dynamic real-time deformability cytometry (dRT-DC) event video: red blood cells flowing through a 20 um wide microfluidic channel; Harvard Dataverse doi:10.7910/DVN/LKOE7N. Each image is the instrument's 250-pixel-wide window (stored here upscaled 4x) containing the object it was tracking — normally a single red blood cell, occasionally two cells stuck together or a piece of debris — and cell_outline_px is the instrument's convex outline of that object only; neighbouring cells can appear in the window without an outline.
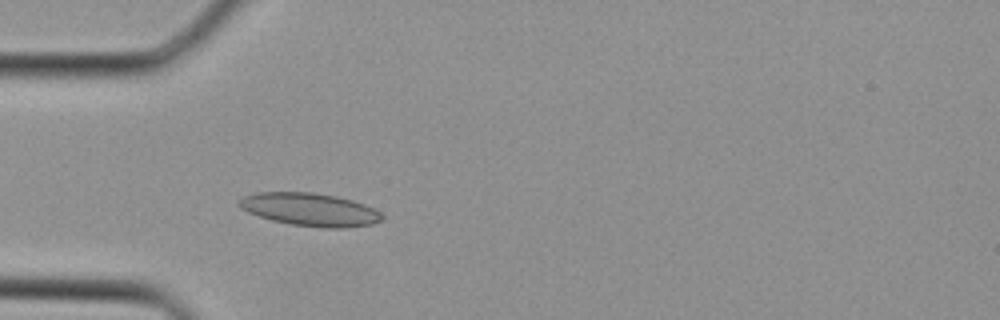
{"species": "Egyptian fruit bat (a non-hibernating species)", "species_latin": "Rousettus aegyptiacus", "temperature_condition": "cold", "stored_images_in_passage": 34, "camera_frame_rate_fps": 3000, "um_per_image_px": 0.085, "animal": {"sex": "female"}, "frame": {"image": 1, "passage_image": 10, "time_ms": 3.0, "image_size_px": [1000, 320], "cell_outline_px": [[384, 220], [372, 224], [344, 228], [324, 228], [292, 224], [272, 220], [248, 212], [240, 208], [236, 204], [236, 200], [244, 196], [256, 192], [312, 192], [336, 196], [352, 200], [364, 204], [380, 212], [384, 216]], "centroid_in_image_um": [26.33, 17.8], "position_along_channel_um": 58.7, "area_um2": 27.57}}
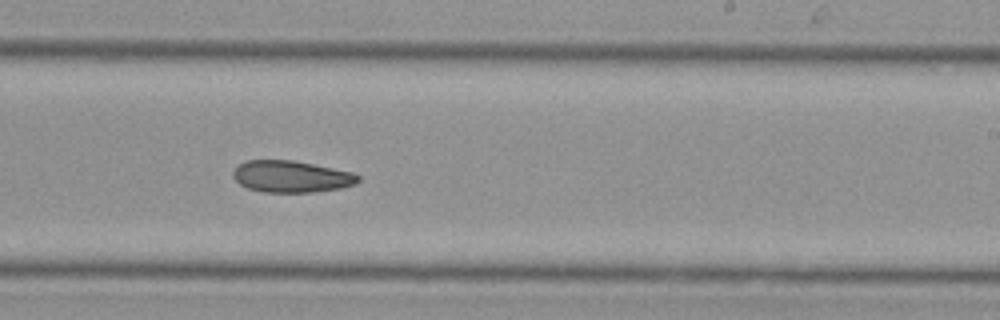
{"frame": {"image": 2, "passage_image": 21, "time_ms": 6.667, "image_size_px": [1000, 320], "cell_outline_px": [[360, 180], [356, 184], [340, 188], [312, 192], [264, 192], [248, 188], [240, 184], [232, 176], [232, 172], [244, 160], [292, 160], [352, 172], [360, 176]], "centroid_in_image_um": [24.75, 15.0], "position_along_channel_um": 264.2, "area_um2": 23.0}}
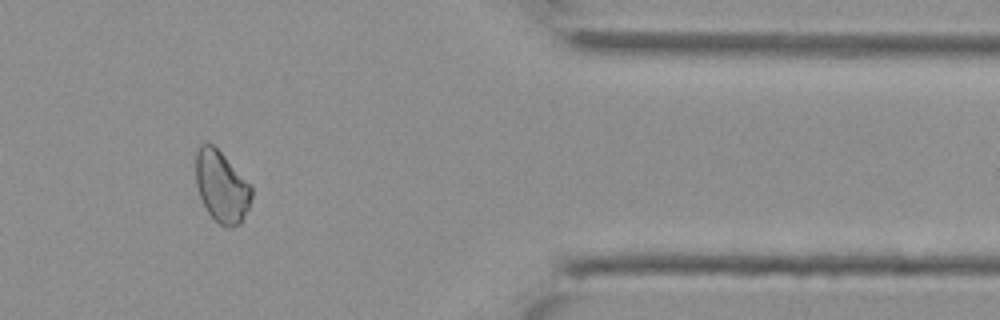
{"frame": {"image": 3, "passage_image": 29, "time_ms": 9.333, "image_size_px": [1000, 320], "cell_outline_px": [[252, 196], [248, 208], [240, 224], [232, 228], [228, 228], [220, 224], [208, 212], [200, 196], [196, 184], [196, 152], [200, 144], [212, 144], [252, 184]], "centroid_in_image_um": [18.85, 15.87], "position_along_channel_um": 392.5, "area_um2": 23.06}}